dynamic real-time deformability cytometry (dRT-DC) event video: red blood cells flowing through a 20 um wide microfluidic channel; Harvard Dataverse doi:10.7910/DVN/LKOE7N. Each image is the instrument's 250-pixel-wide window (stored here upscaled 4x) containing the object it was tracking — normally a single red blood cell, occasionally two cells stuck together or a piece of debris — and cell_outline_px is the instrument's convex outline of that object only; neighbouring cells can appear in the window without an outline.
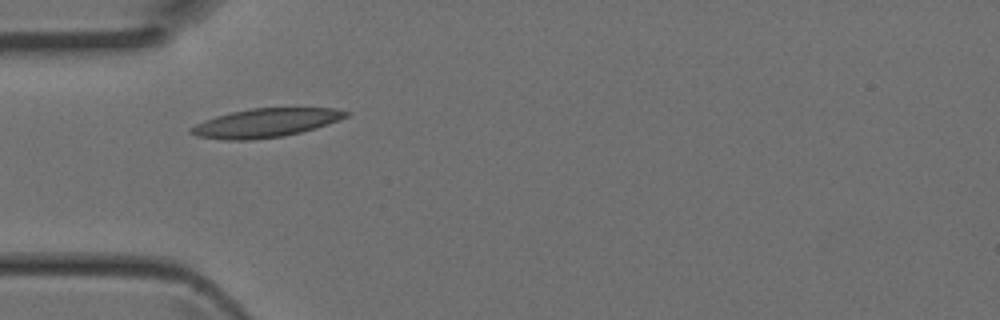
{"species": "Egyptian fruit bat (a non-hibernating species)", "species_latin": "Rousettus aegyptiacus", "temperature_condition": "room temperature", "stored_images_in_passage": 4, "camera_frame_rate_fps": 3000, "um_per_image_px": 0.085, "animal": {"sex": "female"}, "frame": {"image": 1, "passage_image": 3, "time_ms": 0.667, "image_size_px": [1000, 320], "cell_outline_px": [[352, 112], [348, 116], [328, 124], [316, 128], [300, 132], [280, 136], [252, 140], [228, 140], [196, 136], [188, 132], [188, 128], [204, 120], [216, 116], [232, 112], [252, 108], [336, 108]], "centroid_in_image_um": [22.57, 10.44], "position_along_channel_um": 62.4, "area_um2": 25.89}}
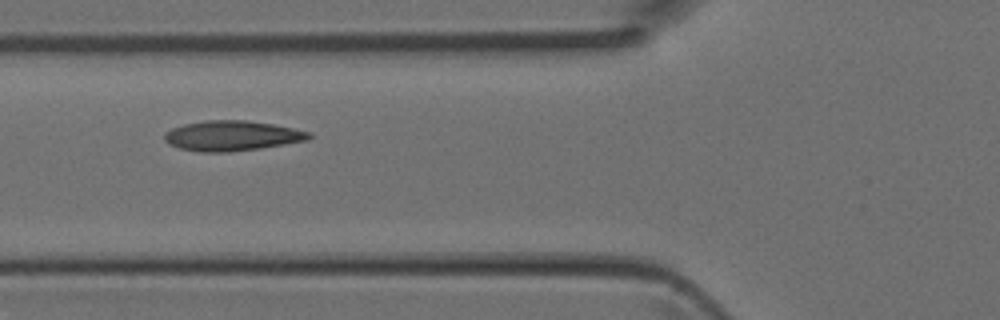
{"frame": {"image": 2, "passage_image": 4, "time_ms": 1.0, "image_size_px": [1000, 320], "cell_outline_px": [[312, 136], [308, 140], [260, 148], [228, 152], [200, 152], [180, 148], [164, 140], [164, 132], [172, 128], [184, 124], [204, 120], [248, 120], [272, 124], [312, 132]], "centroid_in_image_um": [19.72, 11.53], "position_along_channel_um": 106.1, "area_um2": 25.32}}